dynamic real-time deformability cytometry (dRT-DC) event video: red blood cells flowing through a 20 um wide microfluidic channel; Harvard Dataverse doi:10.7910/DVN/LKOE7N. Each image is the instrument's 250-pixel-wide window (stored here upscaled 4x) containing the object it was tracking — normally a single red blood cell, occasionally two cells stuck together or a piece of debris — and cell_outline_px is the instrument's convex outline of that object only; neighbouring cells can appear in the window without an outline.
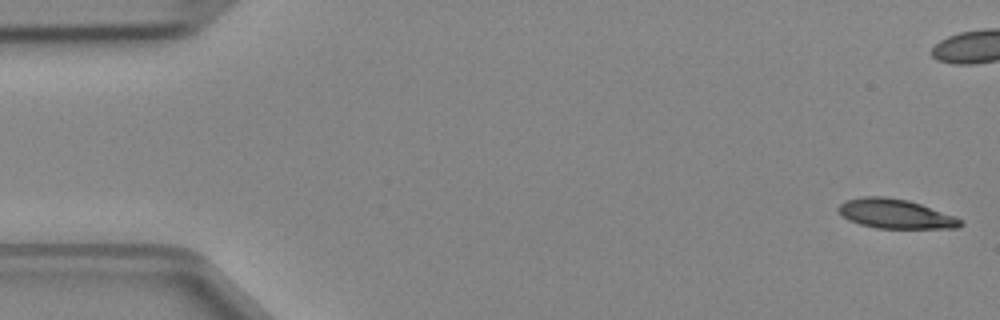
{"species": "Egyptian fruit bat (a non-hibernating species)", "species_latin": "Rousettus aegyptiacus", "temperature_condition": "cold", "stored_images_in_passage": 48, "camera_frame_rate_fps": 3000, "um_per_image_px": 0.085, "animal": {"sex": "female"}, "frame": {"image": 1, "passage_image": 1, "time_ms": 0.0, "image_size_px": [1000, 320], "cell_outline_px": [[964, 224], [960, 228], [876, 228], [860, 224], [848, 220], [836, 208], [840, 204], [848, 200], [864, 196], [884, 196], [908, 200], [956, 216], [964, 220]], "centroid_in_image_um": [76.16, 18.18], "position_along_channel_um": 8.8, "area_um2": 20.92}}
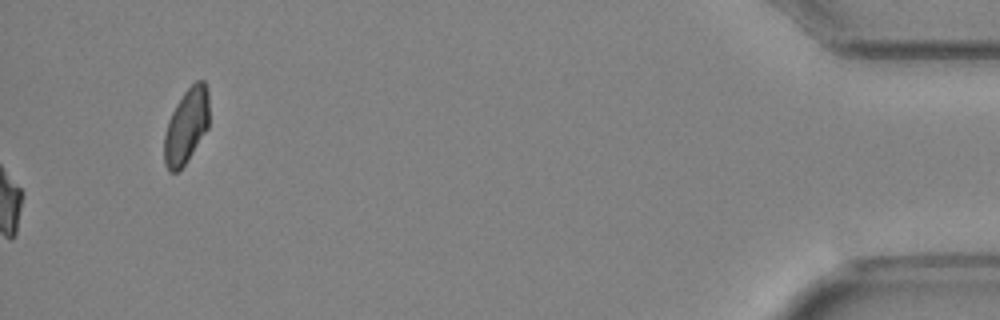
{"frame": {"image": 2, "passage_image": 48, "time_ms": 15.667, "image_size_px": [1000, 320], "cell_outline_px": [[208, 128], [184, 164], [176, 172], [168, 172], [164, 164], [164, 136], [168, 120], [176, 104], [184, 92], [196, 80], [204, 80], [208, 88]], "centroid_in_image_um": [15.83, 10.69], "position_along_channel_um": 419.4, "area_um2": 19.48}}